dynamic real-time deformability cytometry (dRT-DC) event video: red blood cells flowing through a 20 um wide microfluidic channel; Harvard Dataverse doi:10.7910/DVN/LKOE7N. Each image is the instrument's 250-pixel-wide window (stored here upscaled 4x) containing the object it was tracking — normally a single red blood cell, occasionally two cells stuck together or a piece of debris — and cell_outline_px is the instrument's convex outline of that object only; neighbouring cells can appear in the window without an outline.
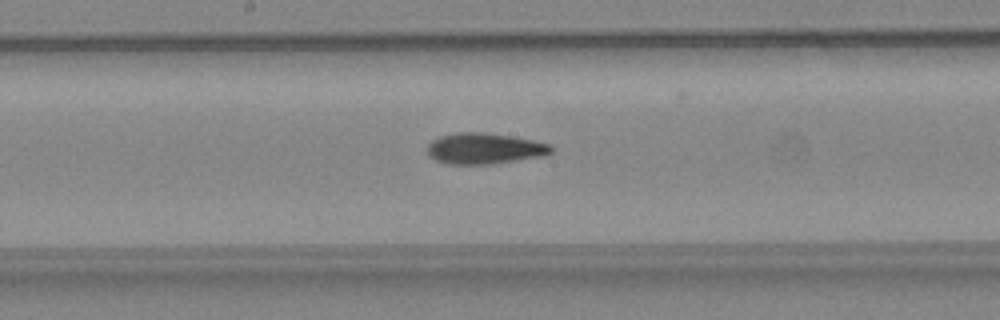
{"species": "common noctule bat (a hibernating species)", "species_latin": "Nyctalus noctula", "temperature_condition": "warm", "stored_images_in_passage": 24, "camera_frame_rate_fps": 3000, "um_per_image_px": 0.085, "animal": {"sex": "female", "body_mass_g": 24.6, "forearm_length_mm": 56.2}, "frame": {"image": 1, "passage_image": 10, "time_ms": 3.0, "image_size_px": [1000, 320], "cell_outline_px": [[552, 152], [544, 156], [492, 164], [448, 164], [436, 160], [428, 156], [428, 144], [432, 140], [440, 136], [460, 132], [484, 132], [532, 140], [548, 144], [552, 148]], "centroid_in_image_um": [41.15, 12.63], "position_along_channel_um": 207.0, "area_um2": 22.2}}
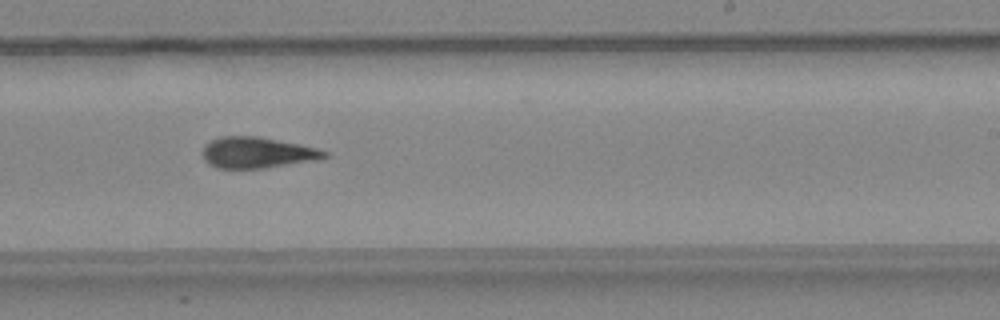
{"frame": {"image": 2, "passage_image": 14, "time_ms": 4.333, "image_size_px": [1000, 320], "cell_outline_px": [[328, 156], [320, 160], [264, 168], [216, 168], [208, 164], [204, 160], [204, 144], [220, 136], [256, 136], [300, 144], [316, 148], [328, 152]], "centroid_in_image_um": [21.88, 12.98], "position_along_channel_um": 267.1, "area_um2": 22.08}}
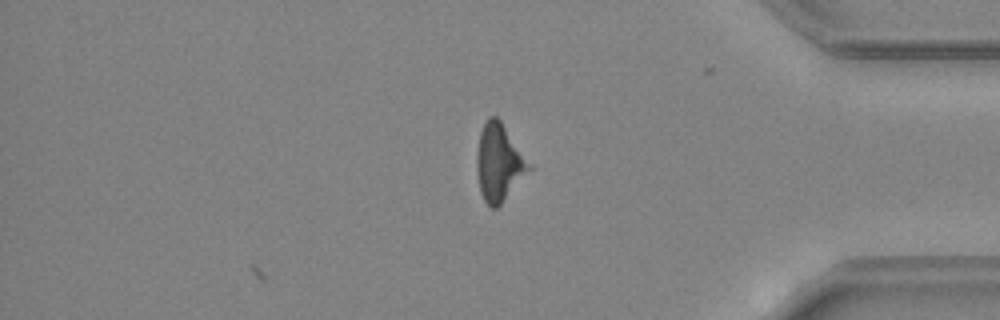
{"frame": {"image": 3, "passage_image": 24, "time_ms": 7.667, "image_size_px": [1000, 320], "cell_outline_px": [[532, 168], [500, 204], [496, 208], [492, 208], [484, 200], [480, 192], [476, 168], [476, 152], [480, 132], [488, 116], [496, 116], [500, 120], [532, 164]], "centroid_in_image_um": [42.41, 13.8], "position_along_channel_um": 392.8, "area_um2": 23.41}, "authors_computed_cell_mechanics": {"area_um2": 22.1085, "velocity_mm_per_s": 4.5235, "shape_relaxation_time_tau1_ms": 2.4728, "shape_relaxation_time_tau2_ms": 8.8285, "deformation_change_tau1": 0.0739, "deformation_change_tau2": 0.3034}}